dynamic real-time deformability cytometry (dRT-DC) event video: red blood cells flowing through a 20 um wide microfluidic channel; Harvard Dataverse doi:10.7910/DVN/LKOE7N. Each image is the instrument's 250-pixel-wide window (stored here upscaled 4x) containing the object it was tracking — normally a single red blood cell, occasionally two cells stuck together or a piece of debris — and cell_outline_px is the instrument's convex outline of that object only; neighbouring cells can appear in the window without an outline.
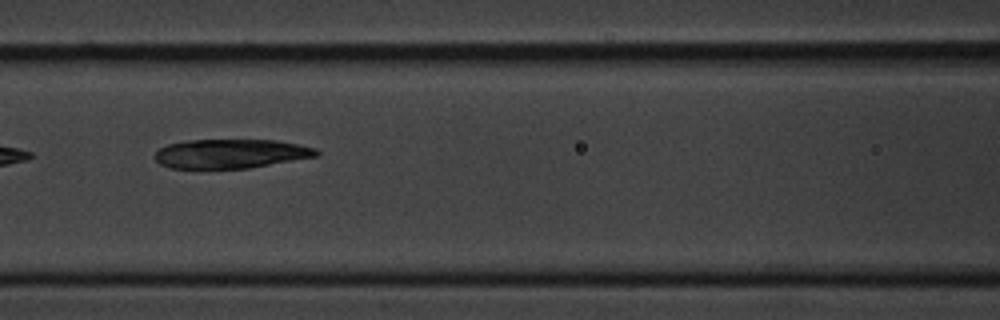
{"species": "common noctule bat (a hibernating species)", "species_latin": "Nyctalus noctula", "temperature_condition": "cold", "stored_images_in_passage": 8, "camera_frame_rate_fps": 3000, "um_per_image_px": 0.085, "animal": {"sex": "male", "body_mass_g": 20.1, "forearm_length_mm": 53.5}, "frame": {"image": 1, "passage_image": 7, "time_ms": 8.0, "image_size_px": [1000, 320], "cell_outline_px": [[320, 156], [248, 168], [172, 168], [160, 164], [152, 156], [160, 148], [168, 144], [188, 140], [276, 140], [316, 148], [320, 152]], "centroid_in_image_um": [19.63, 13.06], "position_along_channel_um": 147.0, "area_um2": 27.46}}
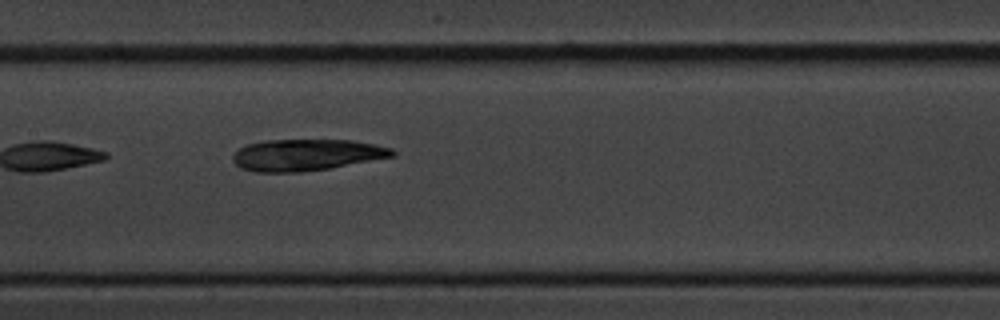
{"frame": {"image": 2, "passage_image": 8, "time_ms": 9.0, "image_size_px": [1000, 320], "cell_outline_px": [[396, 156], [328, 168], [300, 172], [256, 172], [240, 168], [232, 160], [232, 156], [240, 148], [248, 144], [264, 140], [352, 140], [392, 148], [396, 152]], "centroid_in_image_um": [26.04, 13.17], "position_along_channel_um": 181.4, "area_um2": 29.19}}